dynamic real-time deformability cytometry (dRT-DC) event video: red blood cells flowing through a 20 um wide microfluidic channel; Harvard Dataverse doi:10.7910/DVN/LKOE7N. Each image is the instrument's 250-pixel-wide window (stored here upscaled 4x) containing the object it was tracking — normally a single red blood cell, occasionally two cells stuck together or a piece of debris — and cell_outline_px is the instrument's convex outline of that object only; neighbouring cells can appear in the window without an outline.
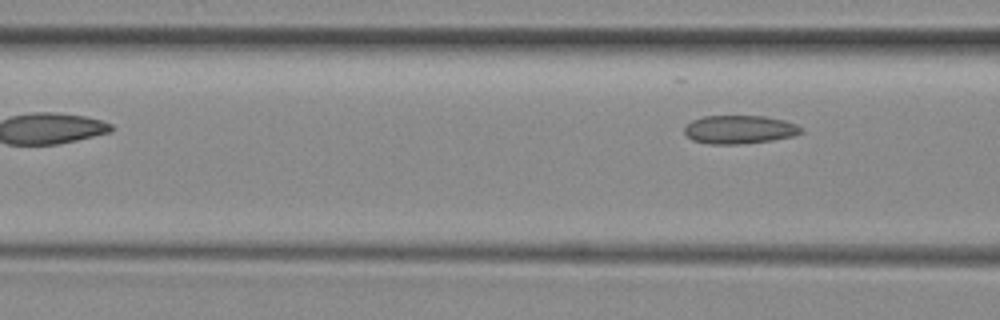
{"species": "common noctule bat (a hibernating species)", "species_latin": "Nyctalus noctula", "temperature_condition": "room temperature", "stored_images_in_passage": 3, "camera_frame_rate_fps": 3000, "um_per_image_px": 0.085, "animal": {"sex": "female", "body_mass_g": 29.2, "forearm_length_mm": 56.3}, "frame": {"image": 1, "passage_image": 3, "time_ms": 2.333, "image_size_px": [1000, 320], "cell_outline_px": [[804, 132], [792, 136], [772, 140], [740, 144], [708, 144], [692, 140], [684, 132], [684, 128], [692, 120], [704, 116], [764, 116], [784, 120], [796, 124], [804, 128]], "centroid_in_image_um": [62.87, 11.01], "position_along_channel_um": 103.7, "area_um2": 19.36}}